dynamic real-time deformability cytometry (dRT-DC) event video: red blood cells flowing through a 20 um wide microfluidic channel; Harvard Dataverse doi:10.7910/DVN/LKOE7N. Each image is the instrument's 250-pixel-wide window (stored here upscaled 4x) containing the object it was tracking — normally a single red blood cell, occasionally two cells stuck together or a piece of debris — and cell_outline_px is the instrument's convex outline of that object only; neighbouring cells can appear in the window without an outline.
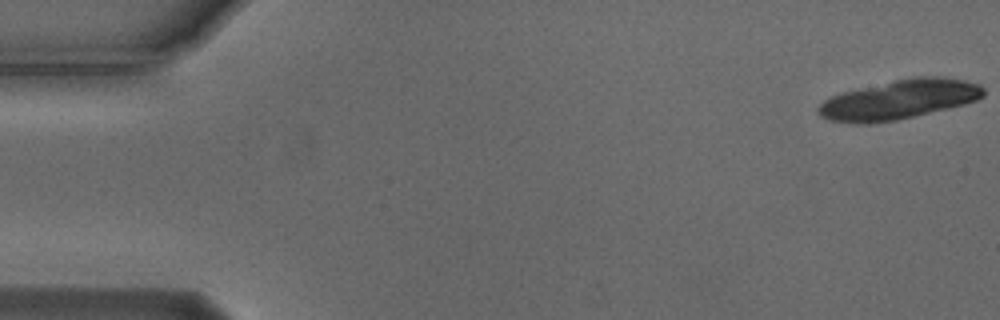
{"species": "Egyptian fruit bat (a non-hibernating species)", "species_latin": "Rousettus aegyptiacus", "temperature_condition": "cold", "stored_images_in_passage": 19, "camera_frame_rate_fps": 3000, "um_per_image_px": 0.085, "animal": {"sex": "male"}, "frame": {"image": 1, "passage_image": 1, "time_ms": 0.0, "image_size_px": [1000, 320], "cell_outline_px": [[984, 96], [976, 100], [964, 104], [896, 120], [828, 120], [820, 116], [816, 112], [816, 108], [824, 100], [840, 92], [912, 76], [944, 76], [964, 80], [980, 84], [984, 88]], "centroid_in_image_um": [76.49, 8.39], "position_along_channel_um": 8.5, "area_um2": 36.99}}